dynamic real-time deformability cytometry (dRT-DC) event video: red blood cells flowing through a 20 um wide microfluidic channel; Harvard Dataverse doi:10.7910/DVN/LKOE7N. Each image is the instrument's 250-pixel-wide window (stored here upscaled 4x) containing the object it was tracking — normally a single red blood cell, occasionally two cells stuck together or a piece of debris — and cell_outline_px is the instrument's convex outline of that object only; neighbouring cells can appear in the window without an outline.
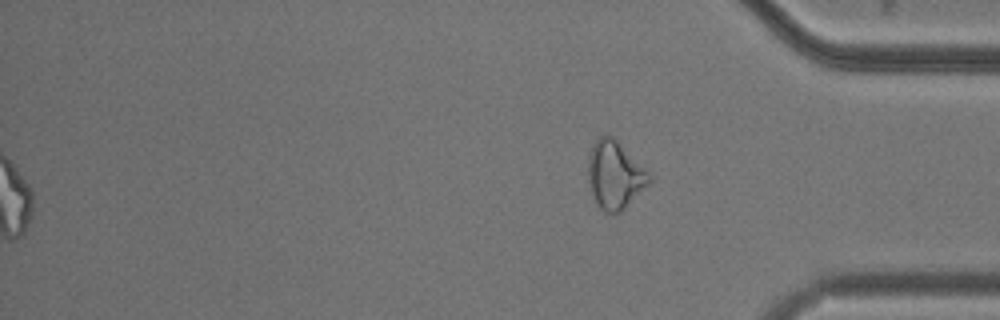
{"species": "common noctule bat (a hibernating species)", "species_latin": "Nyctalus noctula", "temperature_condition": "cold", "stored_images_in_passage": 55, "segment_of_instrument_passage": [2, 2], "camera_frame_rate_fps": 3000, "um_per_image_px": 0.085, "animal": {"sex": "male", "body_mass_g": 20.5, "forearm_length_mm": 52.5}, "frame": {"image": 1, "passage_image": 55, "time_ms": 18.0, "image_size_px": [1000, 320], "cell_outline_px": [[652, 180], [620, 212], [604, 212], [596, 204], [592, 196], [588, 180], [588, 156], [592, 144], [600, 136], [612, 136], [652, 176]], "centroid_in_image_um": [52.22, 14.88], "position_along_channel_um": 383.0, "area_um2": 23.76}}